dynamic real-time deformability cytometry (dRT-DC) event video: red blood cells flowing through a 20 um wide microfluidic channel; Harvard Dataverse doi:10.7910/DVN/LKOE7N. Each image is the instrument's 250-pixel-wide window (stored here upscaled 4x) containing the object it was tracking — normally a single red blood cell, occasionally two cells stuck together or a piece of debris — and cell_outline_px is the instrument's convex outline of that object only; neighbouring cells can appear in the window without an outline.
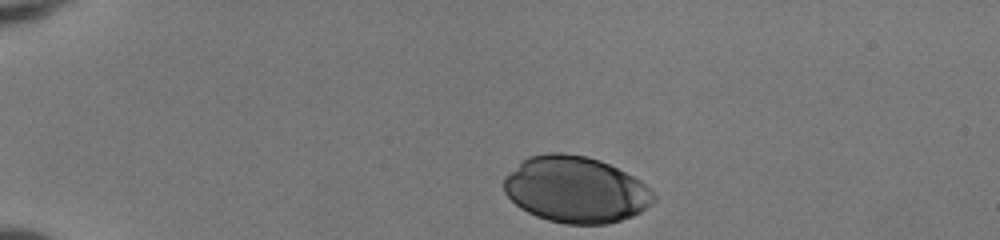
{"species": "human", "species_latin": "Homo sapiens", "temperature_condition": "room temperature", "stored_images_in_passage": 34, "camera_frame_rate_fps": 3000, "um_per_image_px": 0.085, "donor": {"sex": "female"}, "frame": {"image": 1, "passage_image": 1, "time_ms": 0.0, "image_size_px": [1000, 240], "cell_outline_px": [[656, 196], [652, 204], [640, 212], [632, 216], [608, 224], [564, 224], [548, 220], [536, 216], [520, 208], [504, 192], [504, 176], [528, 156], [544, 152], [564, 152], [588, 156], [600, 160], [640, 180]], "centroid_in_image_um": [48.91, 16.11], "position_along_channel_um": 36.1, "area_um2": 57.92}}
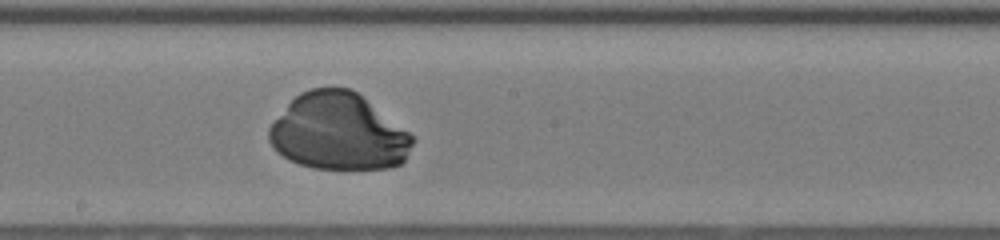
{"frame": {"image": 2, "passage_image": 20, "time_ms": 6.333, "image_size_px": [1000, 240], "cell_outline_px": [[416, 140], [404, 160], [400, 164], [392, 168], [312, 168], [288, 160], [276, 152], [268, 140], [268, 128], [288, 104], [300, 92], [312, 88], [348, 88], [356, 92], [408, 132]], "centroid_in_image_um": [28.74, 11.23], "position_along_channel_um": 219.5, "area_um2": 63.7}}